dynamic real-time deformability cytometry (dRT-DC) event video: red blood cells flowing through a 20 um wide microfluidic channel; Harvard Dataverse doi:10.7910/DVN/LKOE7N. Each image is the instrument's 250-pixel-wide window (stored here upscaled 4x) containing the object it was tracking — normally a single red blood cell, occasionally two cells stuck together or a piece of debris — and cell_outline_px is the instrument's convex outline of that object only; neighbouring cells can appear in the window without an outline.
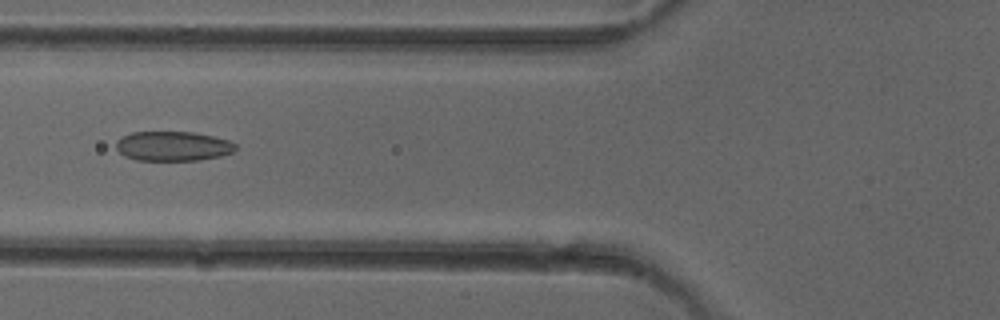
{"species": "common noctule bat (a hibernating species)", "species_latin": "Nyctalus noctula", "temperature_condition": "cold", "stored_images_in_passage": 3, "camera_frame_rate_fps": 3000, "um_per_image_px": 0.085, "animal": {"sex": "female"}, "frame": {"image": 1, "passage_image": 3, "time_ms": 2.333, "image_size_px": [1000, 320], "cell_outline_px": [[236, 148], [232, 152], [220, 156], [200, 160], [136, 160], [124, 156], [116, 148], [116, 140], [132, 132], [196, 132], [228, 140], [236, 144]], "centroid_in_image_um": [14.69, 12.42], "position_along_channel_um": 111.1, "area_um2": 20.58}}